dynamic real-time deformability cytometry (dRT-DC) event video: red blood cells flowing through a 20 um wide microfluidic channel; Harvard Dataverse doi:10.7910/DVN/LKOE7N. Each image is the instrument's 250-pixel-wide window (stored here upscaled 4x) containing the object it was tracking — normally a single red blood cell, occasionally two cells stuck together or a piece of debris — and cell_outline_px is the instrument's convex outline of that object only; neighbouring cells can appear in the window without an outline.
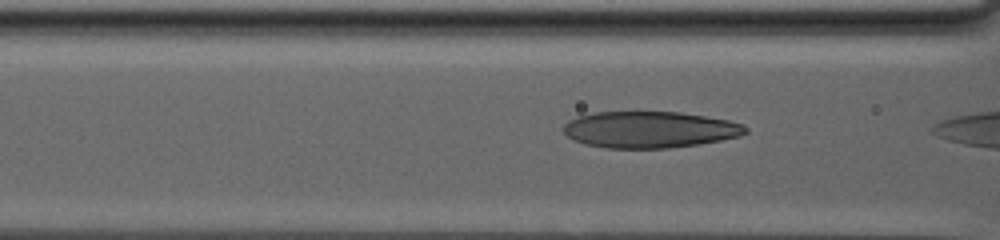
{"species": "human", "species_latin": "Homo sapiens", "temperature_condition": "warm", "stored_images_in_passage": 35, "camera_frame_rate_fps": 3000, "um_per_image_px": 0.085, "donor": {"sex": "male"}, "frame": {"image": 1, "passage_image": 33, "time_ms": 10.667, "image_size_px": [1000, 240], "cell_outline_px": [[748, 132], [740, 136], [720, 140], [696, 144], [668, 148], [608, 148], [584, 144], [568, 136], [564, 132], [564, 124], [568, 120], [576, 116], [596, 112], [680, 112], [728, 120], [744, 124], [748, 128]], "centroid_in_image_um": [55.22, 11.01], "position_along_channel_um": 111.4, "area_um2": 38.61}}